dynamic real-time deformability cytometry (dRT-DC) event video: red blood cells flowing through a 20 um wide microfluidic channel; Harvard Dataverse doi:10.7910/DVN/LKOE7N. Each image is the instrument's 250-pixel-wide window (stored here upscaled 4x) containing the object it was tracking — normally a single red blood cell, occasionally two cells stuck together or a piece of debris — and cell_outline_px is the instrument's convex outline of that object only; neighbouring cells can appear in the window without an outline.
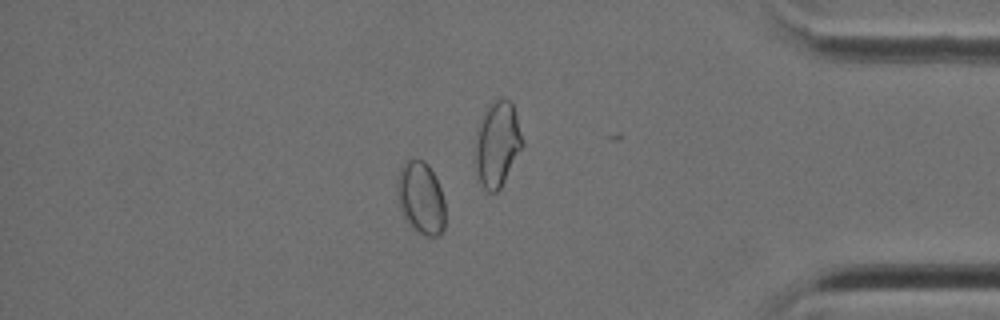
{"species": "Egyptian fruit bat (a non-hibernating species)", "species_latin": "Rousettus aegyptiacus", "temperature_condition": "cold", "stored_images_in_passage": 47, "camera_frame_rate_fps": 3000, "um_per_image_px": 0.085, "animal": {"sex": "female"}, "frame": {"image": 1, "passage_image": 40, "time_ms": 13.0, "image_size_px": [1000, 320], "cell_outline_px": [[444, 228], [440, 236], [424, 236], [416, 232], [404, 220], [400, 208], [396, 192], [396, 180], [400, 168], [404, 160], [424, 160], [428, 164], [440, 188], [444, 200]], "centroid_in_image_um": [35.74, 16.85], "position_along_channel_um": 399.5, "area_um2": 20.63}}